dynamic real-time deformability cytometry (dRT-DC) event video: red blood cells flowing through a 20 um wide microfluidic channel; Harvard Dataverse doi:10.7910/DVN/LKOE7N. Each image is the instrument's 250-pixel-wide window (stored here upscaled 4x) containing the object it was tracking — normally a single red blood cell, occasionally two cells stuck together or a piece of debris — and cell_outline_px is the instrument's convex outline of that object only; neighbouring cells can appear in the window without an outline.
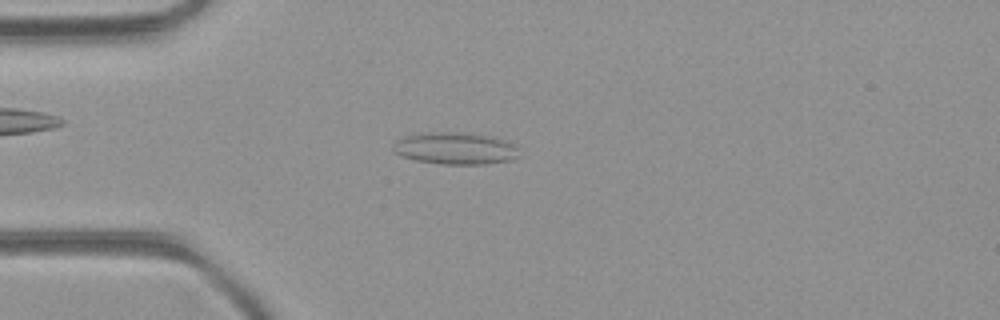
{"species": "common noctule bat (a hibernating species)", "species_latin": "Nyctalus noctula", "temperature_condition": "room temperature", "stored_images_in_passage": 37, "camera_frame_rate_fps": 3000, "um_per_image_px": 0.085, "animal": {"sex": "female", "body_mass_g": 21.9}, "frame": {"image": 1, "passage_image": 3, "time_ms": 0.667, "image_size_px": [1000, 320], "cell_outline_px": [[520, 156], [512, 160], [484, 164], [440, 164], [416, 160], [400, 156], [392, 152], [392, 144], [396, 140], [404, 136], [420, 132], [464, 132], [496, 136], [516, 144]], "centroid_in_image_um": [38.7, 12.59], "position_along_channel_um": 46.3, "area_um2": 24.22}}
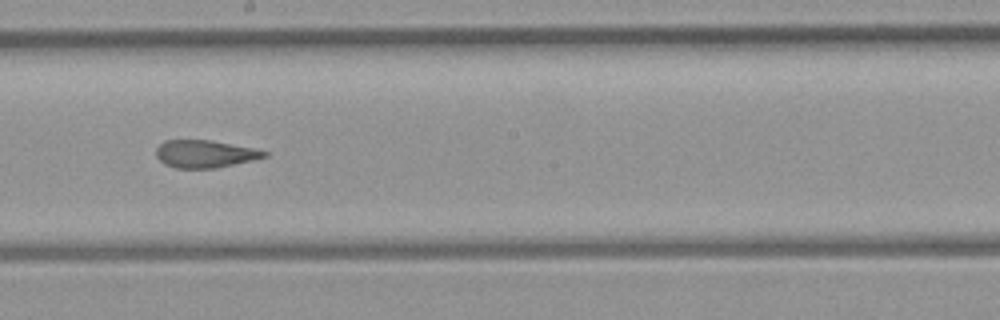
{"frame": {"image": 2, "passage_image": 18, "time_ms": 5.667, "image_size_px": [1000, 320], "cell_outline_px": [[268, 156], [252, 160], [216, 168], [176, 168], [164, 164], [156, 156], [156, 148], [164, 140], [212, 140], [252, 148], [268, 152]], "centroid_in_image_um": [17.39, 13.08], "position_along_channel_um": 230.8, "area_um2": 17.28}}
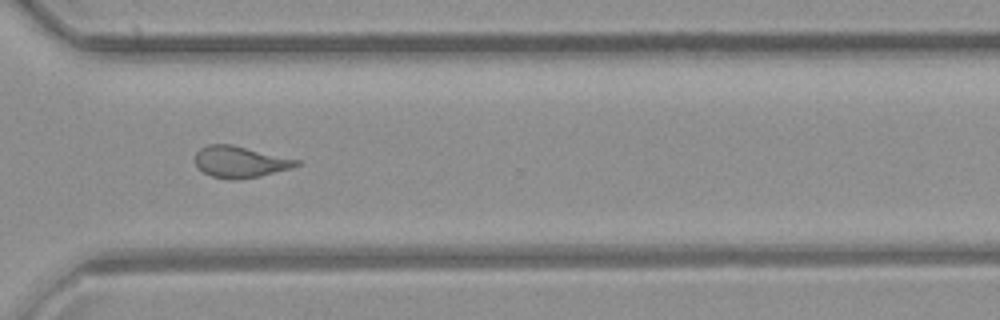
{"frame": {"image": 3, "passage_image": 27, "time_ms": 8.667, "image_size_px": [1000, 320], "cell_outline_px": [[300, 164], [292, 168], [260, 176], [240, 180], [228, 180], [212, 176], [204, 172], [196, 164], [196, 152], [200, 148], [208, 144], [232, 144], [300, 160]], "centroid_in_image_um": [20.42, 13.76], "position_along_channel_um": 350.2, "area_um2": 18.61}, "authors_computed_cell_mechanics": {"area_um2": 18.9006, "velocity_mm_per_s": 3.9897, "shape_relaxation_time_tau1_ms": null, "shape_relaxation_time_tau2_ms": 1.5097, "deformation_change_tau1": null, "deformation_change_tau2": 0.1014}}